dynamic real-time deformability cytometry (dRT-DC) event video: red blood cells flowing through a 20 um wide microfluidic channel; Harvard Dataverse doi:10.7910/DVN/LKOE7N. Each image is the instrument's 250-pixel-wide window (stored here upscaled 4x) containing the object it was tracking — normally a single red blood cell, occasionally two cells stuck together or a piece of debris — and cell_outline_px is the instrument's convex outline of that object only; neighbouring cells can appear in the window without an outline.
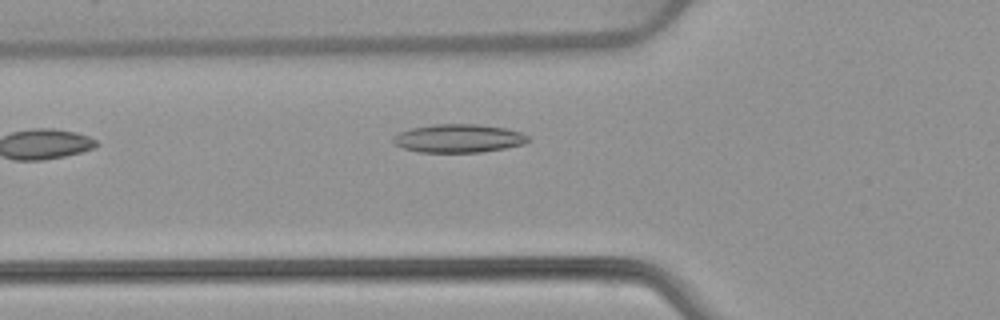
{"species": "common noctule bat (a hibernating species)", "species_latin": "Nyctalus noctula", "temperature_condition": "warm", "stored_images_in_passage": 9, "camera_frame_rate_fps": 3000, "um_per_image_px": 0.085, "animal": {"sex": "female", "body_mass_g": 22.7, "forearm_length_mm": 54.2}, "frame": {"image": 1, "passage_image": 2, "time_ms": 0.333, "image_size_px": [1000, 320], "cell_outline_px": [[528, 140], [524, 144], [484, 152], [420, 152], [404, 148], [396, 144], [392, 140], [392, 136], [400, 132], [412, 128], [432, 124], [476, 124], [504, 128], [520, 132], [528, 136]], "centroid_in_image_um": [38.96, 11.76], "position_along_channel_um": 86.8, "area_um2": 22.14}}